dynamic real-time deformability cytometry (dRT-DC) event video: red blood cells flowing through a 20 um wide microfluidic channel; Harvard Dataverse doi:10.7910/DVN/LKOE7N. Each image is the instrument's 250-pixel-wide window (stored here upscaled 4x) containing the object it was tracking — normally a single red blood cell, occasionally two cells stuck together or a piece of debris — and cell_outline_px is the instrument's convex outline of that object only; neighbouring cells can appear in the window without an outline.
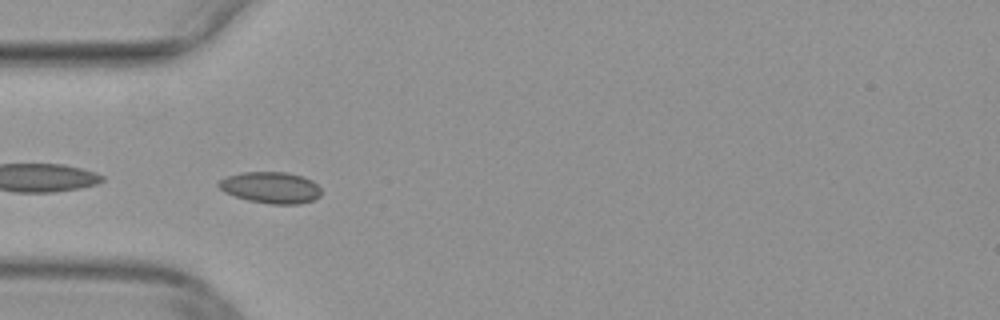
{"species": "common noctule bat (a hibernating species)", "species_latin": "Nyctalus noctula", "temperature_condition": "warm", "stored_images_in_passage": 44, "camera_frame_rate_fps": 3000, "um_per_image_px": 0.085, "animal": {"sex": "female", "body_mass_g": 29.2, "forearm_length_mm": 56.3}, "frame": {"image": 1, "passage_image": 9, "time_ms": 2.667, "image_size_px": [1000, 320], "cell_outline_px": [[320, 196], [312, 200], [300, 204], [272, 204], [248, 200], [224, 192], [216, 184], [220, 180], [228, 176], [240, 172], [288, 172], [304, 176], [312, 180], [320, 188]], "centroid_in_image_um": [23.02, 15.93], "position_along_channel_um": 62.0, "area_um2": 18.79}}
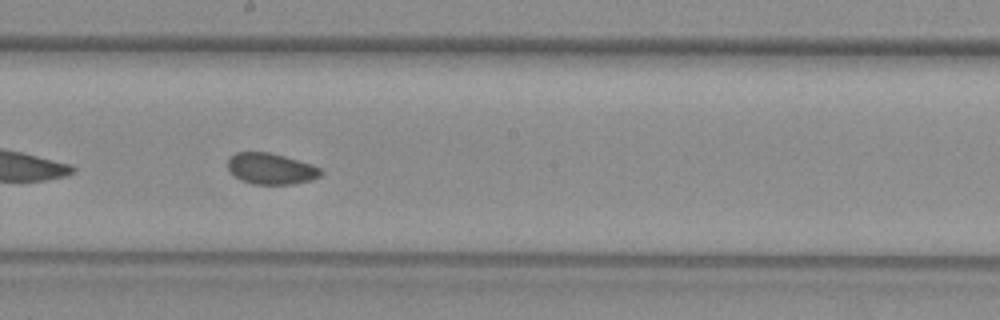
{"frame": {"image": 2, "passage_image": 21, "time_ms": 6.667, "image_size_px": [1000, 320], "cell_outline_px": [[320, 176], [308, 180], [292, 184], [252, 184], [240, 180], [228, 168], [228, 156], [236, 152], [268, 152], [284, 156], [312, 164], [320, 168]], "centroid_in_image_um": [22.99, 14.33], "position_along_channel_um": 225.2, "area_um2": 16.7}}
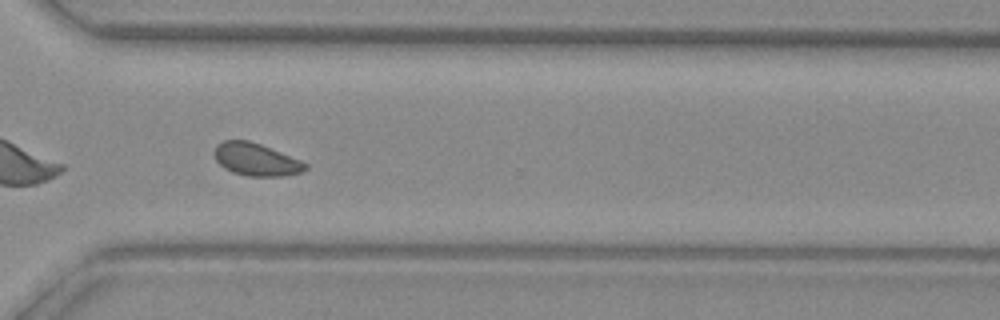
{"frame": {"image": 3, "passage_image": 30, "time_ms": 9.667, "image_size_px": [1000, 320], "cell_outline_px": [[308, 168], [300, 172], [284, 176], [248, 176], [232, 172], [224, 168], [216, 160], [212, 152], [216, 144], [224, 140], [248, 140], [260, 144], [300, 160], [308, 164]], "centroid_in_image_um": [21.72, 13.55], "position_along_channel_um": 348.9, "area_um2": 17.28}}